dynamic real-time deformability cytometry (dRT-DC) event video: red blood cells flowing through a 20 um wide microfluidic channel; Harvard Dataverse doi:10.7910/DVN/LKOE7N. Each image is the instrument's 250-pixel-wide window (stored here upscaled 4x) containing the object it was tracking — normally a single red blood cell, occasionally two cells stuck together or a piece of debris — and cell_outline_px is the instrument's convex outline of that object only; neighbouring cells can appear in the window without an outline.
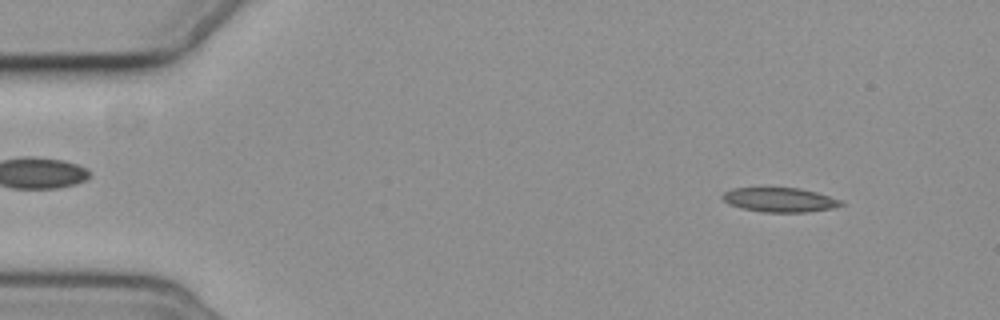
{"species": "common noctule bat (a hibernating species)", "species_latin": "Nyctalus noctula", "temperature_condition": "cold", "stored_images_in_passage": 3, "camera_frame_rate_fps": 3000, "um_per_image_px": 0.085, "animal": {"sex": "female", "body_mass_g": 19.3, "forearm_length_mm": 54.1}, "frame": {"image": 1, "passage_image": 1, "time_ms": 0.0, "image_size_px": [1000, 320], "cell_outline_px": [[844, 204], [832, 208], [804, 212], [764, 212], [740, 208], [728, 204], [720, 196], [724, 192], [732, 188], [800, 188], [816, 192], [840, 200]], "centroid_in_image_um": [66.22, 16.98], "position_along_channel_um": 18.8, "area_um2": 16.7}}